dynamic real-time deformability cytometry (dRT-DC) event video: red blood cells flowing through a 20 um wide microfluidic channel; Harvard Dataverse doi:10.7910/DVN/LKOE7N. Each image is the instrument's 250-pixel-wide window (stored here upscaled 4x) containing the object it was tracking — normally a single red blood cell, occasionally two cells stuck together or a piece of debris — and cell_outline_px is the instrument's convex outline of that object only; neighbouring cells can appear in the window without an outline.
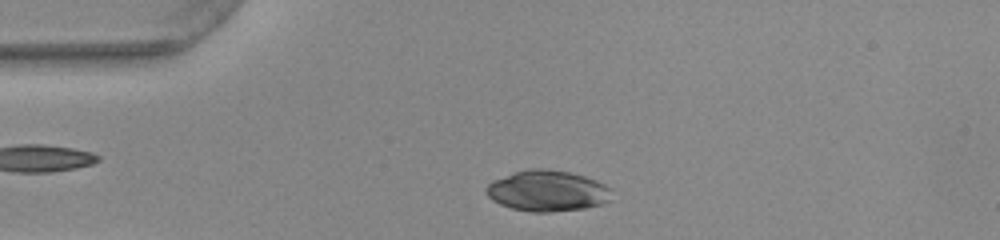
{"species": "common noctule bat (a hibernating species)", "species_latin": "Nyctalus noctula", "temperature_condition": "warm", "stored_images_in_passage": 33, "camera_frame_rate_fps": 3000, "um_per_image_px": 0.085, "animal": {"sex": "female", "body_mass_g": 22.0, "forearm_length_mm": 56.7}, "frame": {"image": 1, "passage_image": 4, "time_ms": 1.0, "image_size_px": [1000, 240], "cell_outline_px": [[608, 200], [600, 204], [584, 208], [552, 212], [528, 212], [512, 208], [500, 204], [492, 200], [484, 192], [484, 188], [492, 180], [528, 168], [548, 168], [568, 172], [584, 176], [596, 180], [604, 184], [608, 188]], "centroid_in_image_um": [46.44, 16.22], "position_along_channel_um": 38.6, "area_um2": 29.77}}